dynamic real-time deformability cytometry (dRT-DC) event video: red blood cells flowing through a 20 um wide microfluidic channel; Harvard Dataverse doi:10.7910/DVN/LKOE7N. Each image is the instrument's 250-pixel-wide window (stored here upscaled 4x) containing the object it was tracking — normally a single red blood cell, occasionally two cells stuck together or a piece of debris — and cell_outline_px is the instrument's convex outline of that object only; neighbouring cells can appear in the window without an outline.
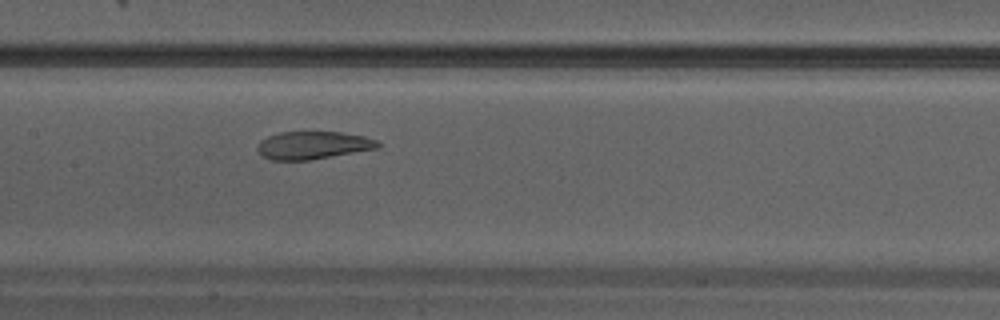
{"species": "Egyptian fruit bat (a non-hibernating species)", "species_latin": "Rousettus aegyptiacus", "temperature_condition": "warm", "stored_images_in_passage": 25, "camera_frame_rate_fps": 3000, "um_per_image_px": 0.085, "animal": {"sex": "male"}, "frame": {"image": 1, "passage_image": 10, "time_ms": 3.0, "image_size_px": [1000, 320], "cell_outline_px": [[380, 148], [308, 160], [272, 160], [264, 156], [256, 148], [256, 144], [260, 140], [268, 136], [280, 132], [340, 132], [364, 136], [376, 140], [380, 144]], "centroid_in_image_um": [26.6, 12.34], "position_along_channel_um": 180.8, "area_um2": 19.42}}
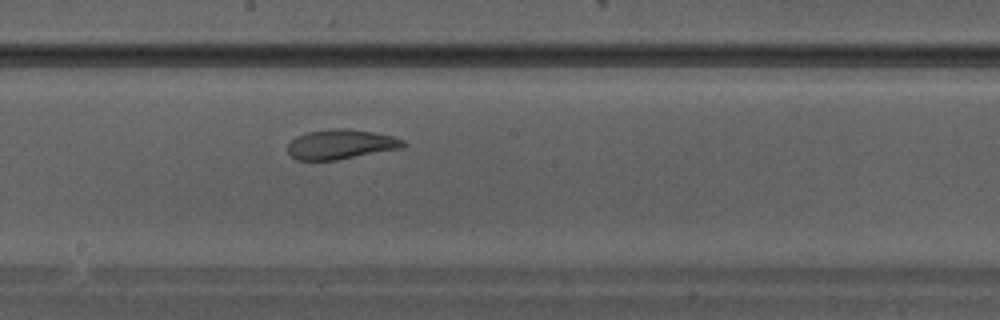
{"frame": {"image": 2, "passage_image": 12, "time_ms": 3.667, "image_size_px": [1000, 320], "cell_outline_px": [[408, 144], [404, 148], [336, 160], [296, 160], [288, 152], [288, 144], [296, 136], [308, 132], [328, 128], [348, 128], [372, 132], [392, 136], [404, 140]], "centroid_in_image_um": [29.0, 12.26], "position_along_channel_um": 219.2, "area_um2": 20.17}}